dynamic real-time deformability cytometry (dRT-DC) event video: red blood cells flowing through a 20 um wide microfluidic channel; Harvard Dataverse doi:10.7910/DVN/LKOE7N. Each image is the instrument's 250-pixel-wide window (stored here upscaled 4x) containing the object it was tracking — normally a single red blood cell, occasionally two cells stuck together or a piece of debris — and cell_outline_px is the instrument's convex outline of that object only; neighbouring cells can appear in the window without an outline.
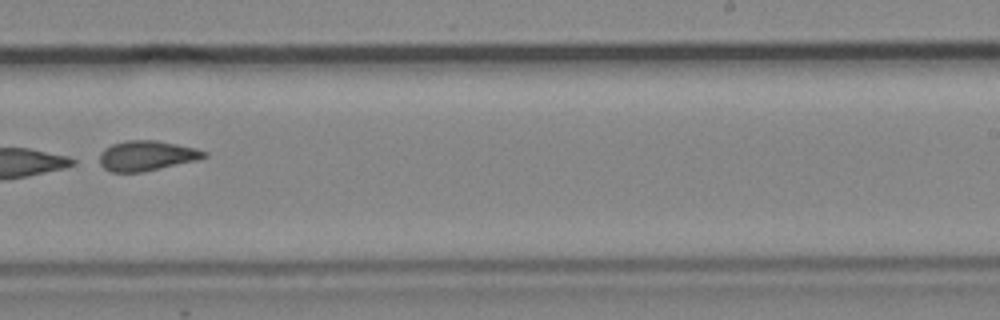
{"species": "common noctule bat (a hibernating species)", "species_latin": "Nyctalus noctula", "temperature_condition": "cold", "stored_images_in_passage": 8, "camera_frame_rate_fps": 3000, "um_per_image_px": 0.085, "animal": {"sex": "male", "body_mass_g": 19.2, "forearm_length_mm": 51.8}, "frame": {"image": 1, "passage_image": 8, "time_ms": 2.333, "image_size_px": [1000, 320], "cell_outline_px": [[208, 156], [200, 160], [140, 172], [112, 172], [104, 168], [100, 164], [100, 152], [104, 148], [112, 144], [128, 140], [156, 140], [196, 148], [208, 152]], "centroid_in_image_um": [12.49, 13.23], "position_along_channel_um": 276.5, "area_um2": 18.38}}